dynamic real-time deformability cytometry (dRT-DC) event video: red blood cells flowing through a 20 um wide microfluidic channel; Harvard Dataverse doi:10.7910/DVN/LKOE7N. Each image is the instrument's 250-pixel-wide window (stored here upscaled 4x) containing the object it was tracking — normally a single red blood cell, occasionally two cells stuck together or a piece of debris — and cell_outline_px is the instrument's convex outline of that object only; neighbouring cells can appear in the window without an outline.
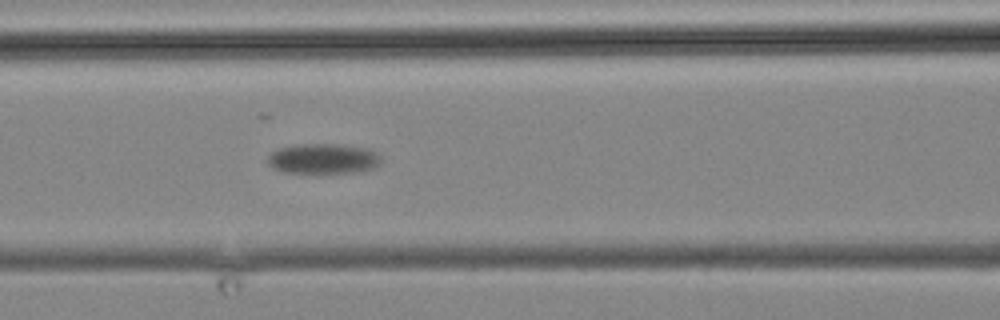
{"species": "common noctule bat (a hibernating species)", "species_latin": "Nyctalus noctula", "temperature_condition": "cold", "stored_images_in_passage": 13, "camera_frame_rate_fps": 3000, "um_per_image_px": 0.085, "animal": {"sex": "male", "body_mass_g": 19.2, "forearm_length_mm": 51.8}, "frame": {"image": 1, "passage_image": 13, "time_ms": 14.0, "image_size_px": [1000, 320], "cell_outline_px": [[380, 160], [376, 168], [360, 172], [320, 176], [284, 172], [272, 168], [268, 164], [268, 156], [276, 148], [296, 144], [340, 144], [364, 148], [376, 152], [380, 156]], "centroid_in_image_um": [27.45, 13.54], "position_along_channel_um": 139.2, "area_um2": 21.04}}